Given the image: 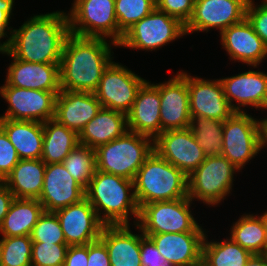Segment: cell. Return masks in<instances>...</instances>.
Wrapping results in <instances>:
<instances>
[{"mask_svg":"<svg viewBox=\"0 0 267 266\" xmlns=\"http://www.w3.org/2000/svg\"><path fill=\"white\" fill-rule=\"evenodd\" d=\"M205 234L202 245V263L205 266H246L252 254L231 238L208 242Z\"/></svg>","mask_w":267,"mask_h":266,"instance_id":"obj_31","label":"cell"},{"mask_svg":"<svg viewBox=\"0 0 267 266\" xmlns=\"http://www.w3.org/2000/svg\"><path fill=\"white\" fill-rule=\"evenodd\" d=\"M20 158L8 135L0 127V182L10 174Z\"/></svg>","mask_w":267,"mask_h":266,"instance_id":"obj_40","label":"cell"},{"mask_svg":"<svg viewBox=\"0 0 267 266\" xmlns=\"http://www.w3.org/2000/svg\"><path fill=\"white\" fill-rule=\"evenodd\" d=\"M246 18L251 23L256 34L267 46V0L256 6L254 0H249L246 9Z\"/></svg>","mask_w":267,"mask_h":266,"instance_id":"obj_41","label":"cell"},{"mask_svg":"<svg viewBox=\"0 0 267 266\" xmlns=\"http://www.w3.org/2000/svg\"><path fill=\"white\" fill-rule=\"evenodd\" d=\"M30 236L2 237L0 239V266H32Z\"/></svg>","mask_w":267,"mask_h":266,"instance_id":"obj_35","label":"cell"},{"mask_svg":"<svg viewBox=\"0 0 267 266\" xmlns=\"http://www.w3.org/2000/svg\"><path fill=\"white\" fill-rule=\"evenodd\" d=\"M13 59L7 69L6 82L10 86L25 89L60 92V63H32L13 57L8 51L3 52Z\"/></svg>","mask_w":267,"mask_h":266,"instance_id":"obj_23","label":"cell"},{"mask_svg":"<svg viewBox=\"0 0 267 266\" xmlns=\"http://www.w3.org/2000/svg\"><path fill=\"white\" fill-rule=\"evenodd\" d=\"M204 232L160 233L149 237L171 266H197L202 262Z\"/></svg>","mask_w":267,"mask_h":266,"instance_id":"obj_22","label":"cell"},{"mask_svg":"<svg viewBox=\"0 0 267 266\" xmlns=\"http://www.w3.org/2000/svg\"><path fill=\"white\" fill-rule=\"evenodd\" d=\"M69 35L66 12L34 15L19 29L12 30V42L8 52L16 59L26 62L60 63Z\"/></svg>","mask_w":267,"mask_h":266,"instance_id":"obj_2","label":"cell"},{"mask_svg":"<svg viewBox=\"0 0 267 266\" xmlns=\"http://www.w3.org/2000/svg\"><path fill=\"white\" fill-rule=\"evenodd\" d=\"M246 266H267V259L264 254L252 255Z\"/></svg>","mask_w":267,"mask_h":266,"instance_id":"obj_48","label":"cell"},{"mask_svg":"<svg viewBox=\"0 0 267 266\" xmlns=\"http://www.w3.org/2000/svg\"><path fill=\"white\" fill-rule=\"evenodd\" d=\"M79 144V135L60 124L56 119L43 123V152L41 159L46 164L62 163Z\"/></svg>","mask_w":267,"mask_h":266,"instance_id":"obj_30","label":"cell"},{"mask_svg":"<svg viewBox=\"0 0 267 266\" xmlns=\"http://www.w3.org/2000/svg\"><path fill=\"white\" fill-rule=\"evenodd\" d=\"M219 80L224 95L235 112H244L241 106L247 105L256 109H267V73L249 70Z\"/></svg>","mask_w":267,"mask_h":266,"instance_id":"obj_19","label":"cell"},{"mask_svg":"<svg viewBox=\"0 0 267 266\" xmlns=\"http://www.w3.org/2000/svg\"><path fill=\"white\" fill-rule=\"evenodd\" d=\"M153 151L152 138L127 131L95 149L96 170L134 180L137 171Z\"/></svg>","mask_w":267,"mask_h":266,"instance_id":"obj_5","label":"cell"},{"mask_svg":"<svg viewBox=\"0 0 267 266\" xmlns=\"http://www.w3.org/2000/svg\"><path fill=\"white\" fill-rule=\"evenodd\" d=\"M43 212L38 199L15 198L0 228L2 237L30 236Z\"/></svg>","mask_w":267,"mask_h":266,"instance_id":"obj_29","label":"cell"},{"mask_svg":"<svg viewBox=\"0 0 267 266\" xmlns=\"http://www.w3.org/2000/svg\"><path fill=\"white\" fill-rule=\"evenodd\" d=\"M67 245H87L100 238L105 224L90 202L81 201L55 211Z\"/></svg>","mask_w":267,"mask_h":266,"instance_id":"obj_15","label":"cell"},{"mask_svg":"<svg viewBox=\"0 0 267 266\" xmlns=\"http://www.w3.org/2000/svg\"><path fill=\"white\" fill-rule=\"evenodd\" d=\"M0 127L8 135L20 159H41L43 123L0 118Z\"/></svg>","mask_w":267,"mask_h":266,"instance_id":"obj_27","label":"cell"},{"mask_svg":"<svg viewBox=\"0 0 267 266\" xmlns=\"http://www.w3.org/2000/svg\"><path fill=\"white\" fill-rule=\"evenodd\" d=\"M154 151L186 176L206 159L189 127L162 132L154 140Z\"/></svg>","mask_w":267,"mask_h":266,"instance_id":"obj_14","label":"cell"},{"mask_svg":"<svg viewBox=\"0 0 267 266\" xmlns=\"http://www.w3.org/2000/svg\"><path fill=\"white\" fill-rule=\"evenodd\" d=\"M59 92L25 89L10 86L6 81L0 87V96L8 102V109L0 118L44 123L55 117Z\"/></svg>","mask_w":267,"mask_h":266,"instance_id":"obj_11","label":"cell"},{"mask_svg":"<svg viewBox=\"0 0 267 266\" xmlns=\"http://www.w3.org/2000/svg\"><path fill=\"white\" fill-rule=\"evenodd\" d=\"M87 266H111L107 248L100 239L88 243Z\"/></svg>","mask_w":267,"mask_h":266,"instance_id":"obj_44","label":"cell"},{"mask_svg":"<svg viewBox=\"0 0 267 266\" xmlns=\"http://www.w3.org/2000/svg\"><path fill=\"white\" fill-rule=\"evenodd\" d=\"M184 35V24L155 8L123 34L118 46L152 51Z\"/></svg>","mask_w":267,"mask_h":266,"instance_id":"obj_10","label":"cell"},{"mask_svg":"<svg viewBox=\"0 0 267 266\" xmlns=\"http://www.w3.org/2000/svg\"><path fill=\"white\" fill-rule=\"evenodd\" d=\"M259 151L261 144L258 119L247 112H234L224 120L222 156L241 170Z\"/></svg>","mask_w":267,"mask_h":266,"instance_id":"obj_9","label":"cell"},{"mask_svg":"<svg viewBox=\"0 0 267 266\" xmlns=\"http://www.w3.org/2000/svg\"><path fill=\"white\" fill-rule=\"evenodd\" d=\"M68 248L67 244L33 242L31 264L32 266H63Z\"/></svg>","mask_w":267,"mask_h":266,"instance_id":"obj_38","label":"cell"},{"mask_svg":"<svg viewBox=\"0 0 267 266\" xmlns=\"http://www.w3.org/2000/svg\"><path fill=\"white\" fill-rule=\"evenodd\" d=\"M88 265V244L70 245L63 266H87Z\"/></svg>","mask_w":267,"mask_h":266,"instance_id":"obj_45","label":"cell"},{"mask_svg":"<svg viewBox=\"0 0 267 266\" xmlns=\"http://www.w3.org/2000/svg\"><path fill=\"white\" fill-rule=\"evenodd\" d=\"M220 36L222 48L227 51L231 60L255 68L267 57V46L247 18L226 28Z\"/></svg>","mask_w":267,"mask_h":266,"instance_id":"obj_21","label":"cell"},{"mask_svg":"<svg viewBox=\"0 0 267 266\" xmlns=\"http://www.w3.org/2000/svg\"><path fill=\"white\" fill-rule=\"evenodd\" d=\"M101 108L94 93L61 90L56 98L54 119L79 135Z\"/></svg>","mask_w":267,"mask_h":266,"instance_id":"obj_24","label":"cell"},{"mask_svg":"<svg viewBox=\"0 0 267 266\" xmlns=\"http://www.w3.org/2000/svg\"><path fill=\"white\" fill-rule=\"evenodd\" d=\"M239 172L224 156H207L206 159L187 176L188 197L198 199L209 206L218 205L230 194L235 172Z\"/></svg>","mask_w":267,"mask_h":266,"instance_id":"obj_7","label":"cell"},{"mask_svg":"<svg viewBox=\"0 0 267 266\" xmlns=\"http://www.w3.org/2000/svg\"><path fill=\"white\" fill-rule=\"evenodd\" d=\"M128 131L155 140L161 134L159 84L145 81L138 89L134 104L127 113Z\"/></svg>","mask_w":267,"mask_h":266,"instance_id":"obj_20","label":"cell"},{"mask_svg":"<svg viewBox=\"0 0 267 266\" xmlns=\"http://www.w3.org/2000/svg\"><path fill=\"white\" fill-rule=\"evenodd\" d=\"M145 81L122 64L112 61L104 70L94 94L102 107L127 114Z\"/></svg>","mask_w":267,"mask_h":266,"instance_id":"obj_12","label":"cell"},{"mask_svg":"<svg viewBox=\"0 0 267 266\" xmlns=\"http://www.w3.org/2000/svg\"><path fill=\"white\" fill-rule=\"evenodd\" d=\"M223 124L221 120L191 117L189 128L206 157L222 155Z\"/></svg>","mask_w":267,"mask_h":266,"instance_id":"obj_33","label":"cell"},{"mask_svg":"<svg viewBox=\"0 0 267 266\" xmlns=\"http://www.w3.org/2000/svg\"><path fill=\"white\" fill-rule=\"evenodd\" d=\"M155 8L156 0H115L119 42L129 28L151 13Z\"/></svg>","mask_w":267,"mask_h":266,"instance_id":"obj_36","label":"cell"},{"mask_svg":"<svg viewBox=\"0 0 267 266\" xmlns=\"http://www.w3.org/2000/svg\"><path fill=\"white\" fill-rule=\"evenodd\" d=\"M191 117L224 121L235 111L229 105L219 79L205 80L187 74Z\"/></svg>","mask_w":267,"mask_h":266,"instance_id":"obj_17","label":"cell"},{"mask_svg":"<svg viewBox=\"0 0 267 266\" xmlns=\"http://www.w3.org/2000/svg\"><path fill=\"white\" fill-rule=\"evenodd\" d=\"M33 242L66 244L60 221L55 212L44 211L30 234Z\"/></svg>","mask_w":267,"mask_h":266,"instance_id":"obj_37","label":"cell"},{"mask_svg":"<svg viewBox=\"0 0 267 266\" xmlns=\"http://www.w3.org/2000/svg\"><path fill=\"white\" fill-rule=\"evenodd\" d=\"M85 198V189L62 163L46 164L39 201L44 211L55 212Z\"/></svg>","mask_w":267,"mask_h":266,"instance_id":"obj_18","label":"cell"},{"mask_svg":"<svg viewBox=\"0 0 267 266\" xmlns=\"http://www.w3.org/2000/svg\"><path fill=\"white\" fill-rule=\"evenodd\" d=\"M230 238L252 255H261L267 250L264 225L257 214H245L232 226Z\"/></svg>","mask_w":267,"mask_h":266,"instance_id":"obj_32","label":"cell"},{"mask_svg":"<svg viewBox=\"0 0 267 266\" xmlns=\"http://www.w3.org/2000/svg\"><path fill=\"white\" fill-rule=\"evenodd\" d=\"M133 182L139 209L153 202L188 197L187 176L155 151L137 171Z\"/></svg>","mask_w":267,"mask_h":266,"instance_id":"obj_4","label":"cell"},{"mask_svg":"<svg viewBox=\"0 0 267 266\" xmlns=\"http://www.w3.org/2000/svg\"><path fill=\"white\" fill-rule=\"evenodd\" d=\"M68 15L70 34L80 37L110 38L119 43L115 0H74Z\"/></svg>","mask_w":267,"mask_h":266,"instance_id":"obj_8","label":"cell"},{"mask_svg":"<svg viewBox=\"0 0 267 266\" xmlns=\"http://www.w3.org/2000/svg\"><path fill=\"white\" fill-rule=\"evenodd\" d=\"M161 133L168 130L188 128L191 123L187 73L159 83Z\"/></svg>","mask_w":267,"mask_h":266,"instance_id":"obj_16","label":"cell"},{"mask_svg":"<svg viewBox=\"0 0 267 266\" xmlns=\"http://www.w3.org/2000/svg\"><path fill=\"white\" fill-rule=\"evenodd\" d=\"M260 217H261L263 225H264L266 239H267V211L264 214L260 215Z\"/></svg>","mask_w":267,"mask_h":266,"instance_id":"obj_49","label":"cell"},{"mask_svg":"<svg viewBox=\"0 0 267 266\" xmlns=\"http://www.w3.org/2000/svg\"><path fill=\"white\" fill-rule=\"evenodd\" d=\"M249 0H195L193 14L185 25V33H206L216 28L220 34L246 18Z\"/></svg>","mask_w":267,"mask_h":266,"instance_id":"obj_13","label":"cell"},{"mask_svg":"<svg viewBox=\"0 0 267 266\" xmlns=\"http://www.w3.org/2000/svg\"><path fill=\"white\" fill-rule=\"evenodd\" d=\"M261 149L267 146V118L259 121Z\"/></svg>","mask_w":267,"mask_h":266,"instance_id":"obj_47","label":"cell"},{"mask_svg":"<svg viewBox=\"0 0 267 266\" xmlns=\"http://www.w3.org/2000/svg\"><path fill=\"white\" fill-rule=\"evenodd\" d=\"M133 234L130 225H105L100 240L105 244L111 266H141L140 241L145 236Z\"/></svg>","mask_w":267,"mask_h":266,"instance_id":"obj_25","label":"cell"},{"mask_svg":"<svg viewBox=\"0 0 267 266\" xmlns=\"http://www.w3.org/2000/svg\"><path fill=\"white\" fill-rule=\"evenodd\" d=\"M264 256H265L266 259H267V250L264 252Z\"/></svg>","mask_w":267,"mask_h":266,"instance_id":"obj_50","label":"cell"},{"mask_svg":"<svg viewBox=\"0 0 267 266\" xmlns=\"http://www.w3.org/2000/svg\"><path fill=\"white\" fill-rule=\"evenodd\" d=\"M14 199L15 197L9 188L3 182H0V228Z\"/></svg>","mask_w":267,"mask_h":266,"instance_id":"obj_46","label":"cell"},{"mask_svg":"<svg viewBox=\"0 0 267 266\" xmlns=\"http://www.w3.org/2000/svg\"><path fill=\"white\" fill-rule=\"evenodd\" d=\"M140 255L141 266H171L147 236L140 241Z\"/></svg>","mask_w":267,"mask_h":266,"instance_id":"obj_42","label":"cell"},{"mask_svg":"<svg viewBox=\"0 0 267 266\" xmlns=\"http://www.w3.org/2000/svg\"><path fill=\"white\" fill-rule=\"evenodd\" d=\"M197 266H205L202 262L200 264H198Z\"/></svg>","mask_w":267,"mask_h":266,"instance_id":"obj_51","label":"cell"},{"mask_svg":"<svg viewBox=\"0 0 267 266\" xmlns=\"http://www.w3.org/2000/svg\"><path fill=\"white\" fill-rule=\"evenodd\" d=\"M106 40L72 34L67 37L59 64L61 90L95 92L104 70L113 60L111 44L118 46Z\"/></svg>","mask_w":267,"mask_h":266,"instance_id":"obj_1","label":"cell"},{"mask_svg":"<svg viewBox=\"0 0 267 266\" xmlns=\"http://www.w3.org/2000/svg\"><path fill=\"white\" fill-rule=\"evenodd\" d=\"M194 3L195 0H156V8L186 25L193 14Z\"/></svg>","mask_w":267,"mask_h":266,"instance_id":"obj_39","label":"cell"},{"mask_svg":"<svg viewBox=\"0 0 267 266\" xmlns=\"http://www.w3.org/2000/svg\"><path fill=\"white\" fill-rule=\"evenodd\" d=\"M85 198L105 225H129V214L136 219L134 225L137 224L139 207L133 180L95 170L85 189Z\"/></svg>","mask_w":267,"mask_h":266,"instance_id":"obj_3","label":"cell"},{"mask_svg":"<svg viewBox=\"0 0 267 266\" xmlns=\"http://www.w3.org/2000/svg\"><path fill=\"white\" fill-rule=\"evenodd\" d=\"M192 202L189 197H184L143 205L136 225L144 235L205 232L192 215Z\"/></svg>","mask_w":267,"mask_h":266,"instance_id":"obj_6","label":"cell"},{"mask_svg":"<svg viewBox=\"0 0 267 266\" xmlns=\"http://www.w3.org/2000/svg\"><path fill=\"white\" fill-rule=\"evenodd\" d=\"M14 0H0V40L3 37H7L5 42H0V52H7L12 42V27L9 26V20L11 19ZM10 30V37L6 34Z\"/></svg>","mask_w":267,"mask_h":266,"instance_id":"obj_43","label":"cell"},{"mask_svg":"<svg viewBox=\"0 0 267 266\" xmlns=\"http://www.w3.org/2000/svg\"><path fill=\"white\" fill-rule=\"evenodd\" d=\"M127 131V114L102 107L80 132L79 144L96 149Z\"/></svg>","mask_w":267,"mask_h":266,"instance_id":"obj_26","label":"cell"},{"mask_svg":"<svg viewBox=\"0 0 267 266\" xmlns=\"http://www.w3.org/2000/svg\"><path fill=\"white\" fill-rule=\"evenodd\" d=\"M72 177L84 188L96 170L95 149L78 144L62 162Z\"/></svg>","mask_w":267,"mask_h":266,"instance_id":"obj_34","label":"cell"},{"mask_svg":"<svg viewBox=\"0 0 267 266\" xmlns=\"http://www.w3.org/2000/svg\"><path fill=\"white\" fill-rule=\"evenodd\" d=\"M45 168L42 159H20L3 183L15 198L39 199Z\"/></svg>","mask_w":267,"mask_h":266,"instance_id":"obj_28","label":"cell"}]
</instances>
